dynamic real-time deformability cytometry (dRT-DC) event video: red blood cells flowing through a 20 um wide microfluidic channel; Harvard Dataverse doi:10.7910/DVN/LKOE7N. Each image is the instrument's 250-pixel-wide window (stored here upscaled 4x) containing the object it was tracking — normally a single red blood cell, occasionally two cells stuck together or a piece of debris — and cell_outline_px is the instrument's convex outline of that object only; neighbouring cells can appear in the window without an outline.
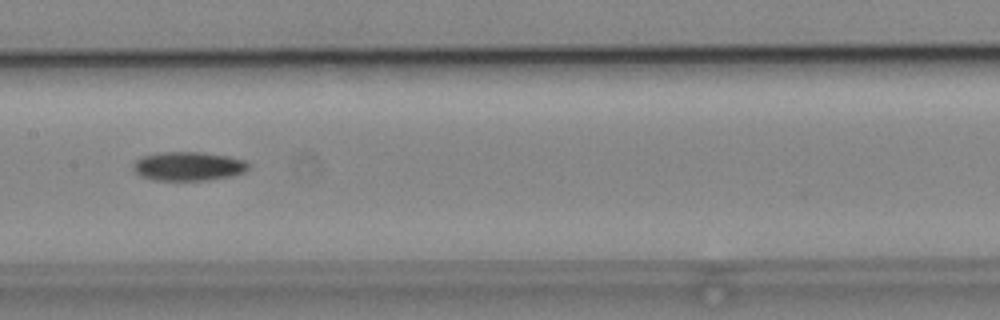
{"species": "common noctule bat (a hibernating species)", "species_latin": "Nyctalus noctula", "temperature_condition": "cold", "stored_images_in_passage": 13, "camera_frame_rate_fps": 3000, "um_per_image_px": 0.085, "animal": {"sex": "male", "body_mass_g": 19.2, "forearm_length_mm": 51.8}, "frame": {"image": 1, "passage_image": 6, "time_ms": 1.667, "image_size_px": [1000, 320], "cell_outline_px": [[248, 168], [244, 172], [232, 176], [204, 180], [156, 180], [140, 176], [132, 168], [132, 164], [136, 160], [144, 156], [164, 152], [200, 152], [228, 156], [244, 160], [248, 164]], "centroid_in_image_um": [16.0, 14.13], "position_along_channel_um": 191.4, "area_um2": 19.25}}
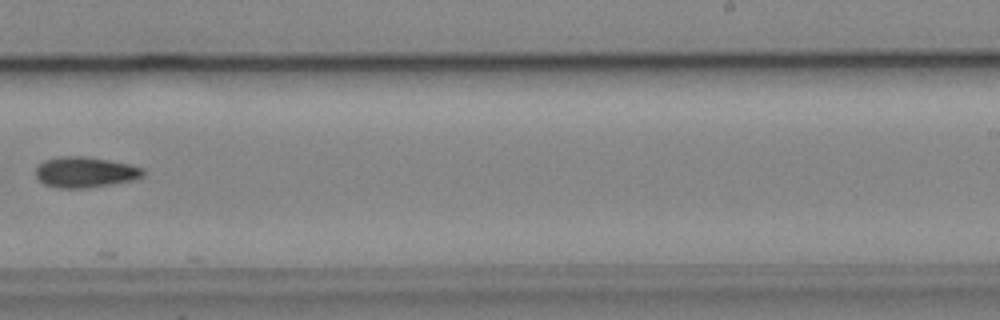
{"frame": {"image": 2, "passage_image": 8, "time_ms": 2.333, "image_size_px": [1000, 320], "cell_outline_px": [[144, 176], [132, 180], [88, 188], [56, 188], [44, 184], [36, 180], [36, 168], [44, 160], [64, 156], [84, 156], [132, 164], [144, 168]], "centroid_in_image_um": [7.23, 14.64], "position_along_channel_um": 281.8, "area_um2": 19.31}}